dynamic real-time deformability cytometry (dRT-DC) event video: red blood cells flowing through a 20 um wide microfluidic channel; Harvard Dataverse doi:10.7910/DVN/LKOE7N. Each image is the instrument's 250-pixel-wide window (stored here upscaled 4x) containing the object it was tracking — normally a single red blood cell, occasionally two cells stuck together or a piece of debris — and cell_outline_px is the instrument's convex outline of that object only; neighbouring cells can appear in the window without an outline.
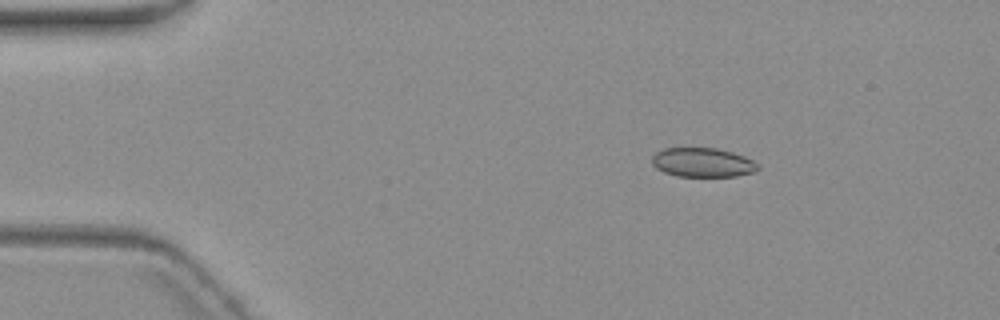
{"species": "common noctule bat (a hibernating species)", "species_latin": "Nyctalus noctula", "temperature_condition": "warm", "stored_images_in_passage": 6, "camera_frame_rate_fps": 3000, "um_per_image_px": 0.085, "animal": {"sex": "female", "body_mass_g": 19.3, "forearm_length_mm": 54.1}, "frame": {"image": 1, "passage_image": 3, "time_ms": 2.333, "image_size_px": [1000, 320], "cell_outline_px": [[760, 168], [756, 172], [736, 176], [676, 176], [664, 172], [656, 168], [652, 164], [652, 156], [656, 152], [664, 148], [716, 148], [732, 152], [744, 156], [760, 164]], "centroid_in_image_um": [59.75, 13.81], "position_along_channel_um": 25.3, "area_um2": 18.15}}